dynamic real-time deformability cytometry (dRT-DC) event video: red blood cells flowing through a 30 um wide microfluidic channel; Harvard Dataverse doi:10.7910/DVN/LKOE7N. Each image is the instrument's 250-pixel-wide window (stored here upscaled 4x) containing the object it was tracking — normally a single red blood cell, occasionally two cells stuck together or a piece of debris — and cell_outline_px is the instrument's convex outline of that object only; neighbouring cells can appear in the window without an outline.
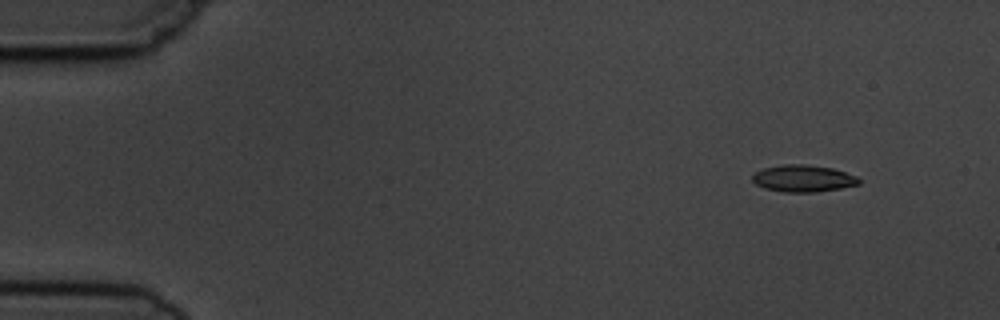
{"species": "common noctule bat (a hibernating species)", "species_latin": "Nyctalus noctula", "temperature_condition": "cold", "stored_images_in_passage": 4, "camera_frame_rate_fps": 3000, "um_per_image_px": 0.085, "animal": {"sex": "male", "body_mass_g": 19.5, "forearm_length_mm": 54.6}, "frame": {"image": 1, "passage_image": 1, "time_ms": 0.0, "image_size_px": [1000, 320], "cell_outline_px": [[860, 184], [840, 188], [816, 192], [784, 192], [764, 188], [756, 184], [752, 180], [752, 176], [756, 172], [764, 168], [784, 164], [804, 164], [832, 168], [856, 176], [860, 180]], "centroid_in_image_um": [68.26, 15.17], "position_along_channel_um": 16.7, "area_um2": 16.59}}
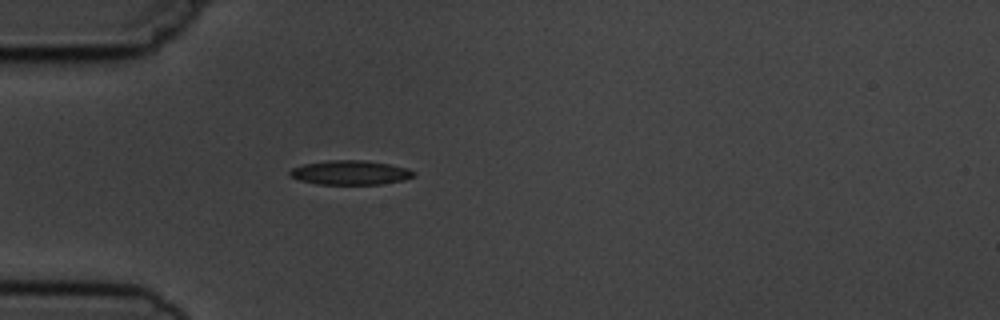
{"frame": {"image": 2, "passage_image": 4, "time_ms": 3.667, "image_size_px": [1000, 320], "cell_outline_px": [[416, 176], [404, 180], [380, 184], [316, 184], [300, 180], [288, 176], [288, 172], [292, 168], [304, 164], [328, 160], [368, 160], [408, 168], [416, 172]], "centroid_in_image_um": [29.78, 14.67], "position_along_channel_um": 55.2, "area_um2": 17.69}}